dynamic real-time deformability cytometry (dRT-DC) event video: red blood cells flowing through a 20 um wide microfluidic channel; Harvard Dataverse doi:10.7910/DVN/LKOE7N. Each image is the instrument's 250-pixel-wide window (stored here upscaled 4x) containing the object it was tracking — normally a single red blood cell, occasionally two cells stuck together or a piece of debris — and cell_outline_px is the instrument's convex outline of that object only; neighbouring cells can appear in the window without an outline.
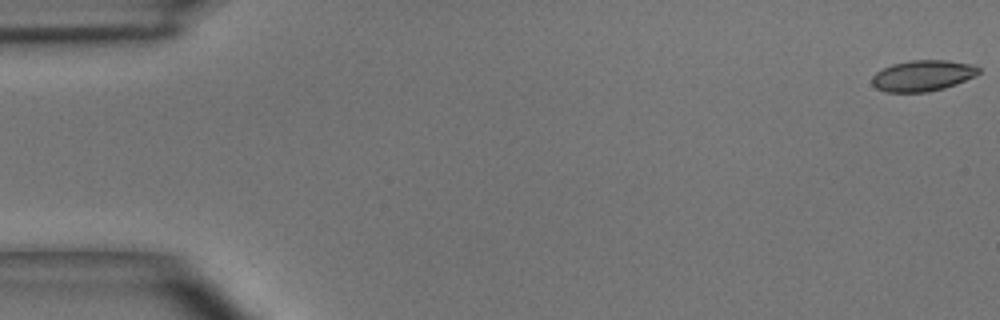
{"species": "common noctule bat (a hibernating species)", "species_latin": "Nyctalus noctula", "temperature_condition": "room temperature", "stored_images_in_passage": 49, "camera_frame_rate_fps": 3000, "um_per_image_px": 0.085, "animal": {"sex": "male", "body_mass_g": 15.6}, "frame": {"image": 1, "passage_image": 1, "time_ms": 0.0, "image_size_px": [1000, 320], "cell_outline_px": [[980, 72], [976, 76], [956, 84], [944, 88], [928, 92], [884, 92], [876, 88], [872, 84], [872, 76], [876, 72], [892, 64], [912, 60], [948, 60], [972, 64], [980, 68]], "centroid_in_image_um": [78.44, 6.43], "position_along_channel_um": 6.6, "area_um2": 19.36}}
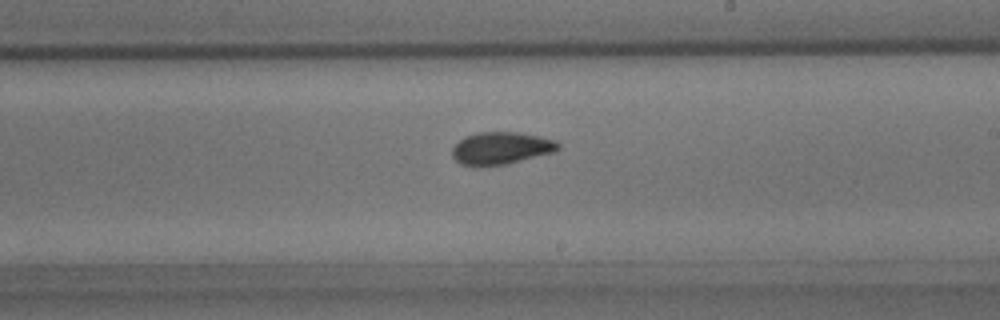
{"frame": {"image": 2, "passage_image": 29, "time_ms": 9.333, "image_size_px": [1000, 320], "cell_outline_px": [[560, 148], [556, 152], [508, 164], [460, 164], [452, 156], [452, 148], [464, 136], [476, 132], [520, 132], [540, 136], [556, 140], [560, 144]], "centroid_in_image_um": [42.65, 12.56], "position_along_channel_um": 246.3, "area_um2": 19.94}}
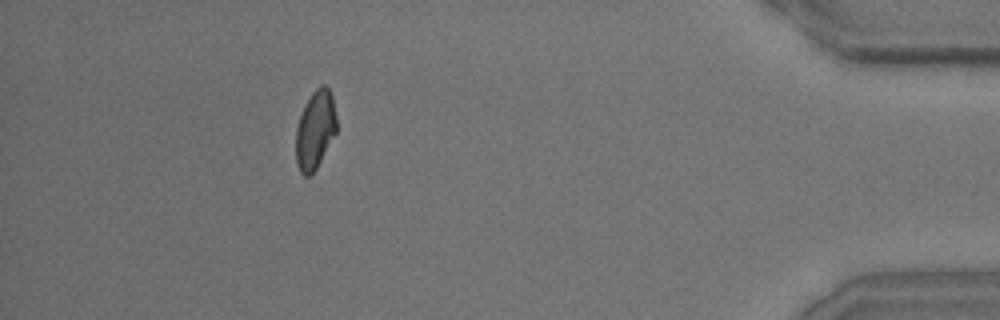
{"frame": {"image": 3, "passage_image": 45, "time_ms": 14.667, "image_size_px": [1000, 320], "cell_outline_px": [[336, 132], [316, 168], [308, 176], [304, 176], [300, 172], [296, 164], [296, 128], [304, 104], [312, 92], [320, 84], [324, 84], [328, 88], [332, 96], [336, 116]], "centroid_in_image_um": [26.78, 11.01], "position_along_channel_um": 408.4, "area_um2": 18.5}, "authors_computed_cell_mechanics": {"area_um2": 19.5942, "velocity_mm_per_s": 4.0457, "shape_relaxation_time_tau1_ms": 4.3155, "shape_relaxation_time_tau2_ms": 1.3428, "deformation_change_tau1": 0.1147, "deformation_change_tau2": 0.0453}}